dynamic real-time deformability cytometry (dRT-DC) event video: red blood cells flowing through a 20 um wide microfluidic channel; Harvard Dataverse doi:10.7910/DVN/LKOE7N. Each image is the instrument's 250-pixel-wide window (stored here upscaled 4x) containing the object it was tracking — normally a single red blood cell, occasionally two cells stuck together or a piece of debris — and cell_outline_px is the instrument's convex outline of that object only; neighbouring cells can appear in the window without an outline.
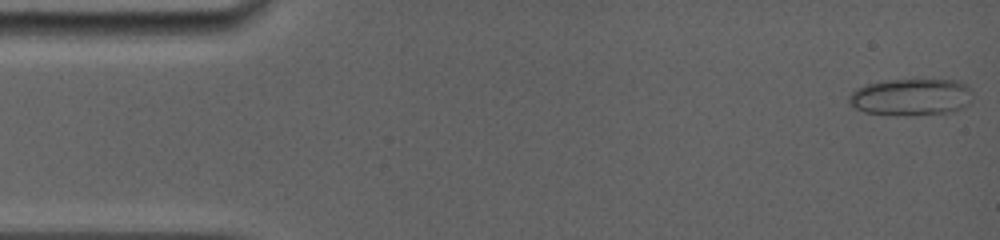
{"species": "common noctule bat (a hibernating species)", "species_latin": "Nyctalus noctula", "temperature_condition": "room temperature", "stored_images_in_passage": 90, "camera_frame_rate_fps": 5000, "um_per_image_px": 0.085, "animal": {"sex": "female", "body_mass_g": 19.0, "forearm_length_mm": 56.7}, "frame": {"image": 1, "passage_image": 1, "time_ms": 0.0, "image_size_px": [1000, 240], "cell_outline_px": [[972, 100], [964, 108], [948, 112], [916, 116], [912, 116], [864, 112], [856, 108], [848, 100], [848, 96], [856, 88], [864, 84], [888, 80], [960, 80], [972, 92]], "centroid_in_image_um": [77.46, 8.25], "position_along_channel_um": 7.5, "area_um2": 26.76}}
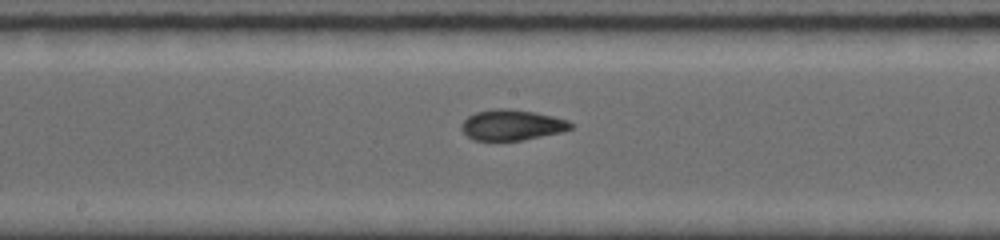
{"frame": {"image": 2, "passage_image": 46, "time_ms": 8.0, "image_size_px": [1000, 240], "cell_outline_px": [[572, 128], [564, 132], [524, 140], [472, 140], [460, 128], [460, 124], [468, 116], [476, 112], [492, 108], [508, 108], [536, 112], [568, 120], [572, 124]], "centroid_in_image_um": [43.51, 10.62], "position_along_channel_um": 204.7, "area_um2": 19.71}}
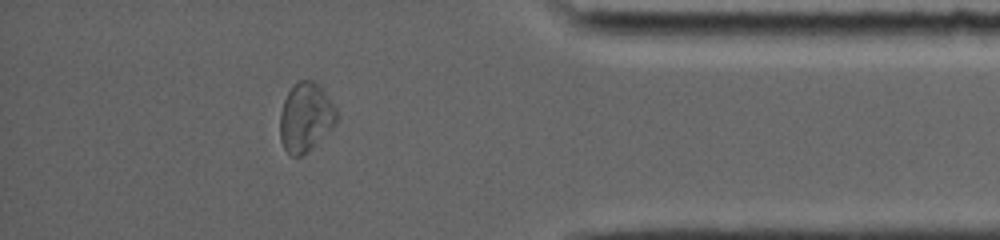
{"frame": {"image": 3, "passage_image": 78, "time_ms": 13.6, "image_size_px": [1000, 240], "cell_outline_px": [[340, 116], [336, 124], [308, 152], [300, 156], [292, 156], [284, 148], [280, 140], [280, 112], [284, 100], [292, 84], [300, 80], [312, 80], [328, 96], [336, 108]], "centroid_in_image_um": [25.99, 9.98], "position_along_channel_um": 409.2, "area_um2": 22.89}, "authors_computed_cell_mechanics": {"area_um2": 20.1433, "velocity_mm_per_s": 3.9531, "shape_relaxation_time_tau1_ms": null, "shape_relaxation_time_tau2_ms": 1.1164, "deformation_change_tau1": null, "deformation_change_tau2": 0.04}}